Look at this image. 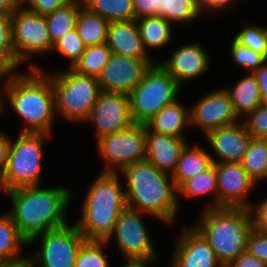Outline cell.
Masks as SVG:
<instances>
[{
  "instance_id": "603a6c76",
  "label": "cell",
  "mask_w": 267,
  "mask_h": 267,
  "mask_svg": "<svg viewBox=\"0 0 267 267\" xmlns=\"http://www.w3.org/2000/svg\"><path fill=\"white\" fill-rule=\"evenodd\" d=\"M198 144L189 146V142L181 151L172 179L178 189L186 180L208 169L212 164L211 154Z\"/></svg>"
},
{
  "instance_id": "e0dca14e",
  "label": "cell",
  "mask_w": 267,
  "mask_h": 267,
  "mask_svg": "<svg viewBox=\"0 0 267 267\" xmlns=\"http://www.w3.org/2000/svg\"><path fill=\"white\" fill-rule=\"evenodd\" d=\"M173 246L169 267H222L214 250L192 226H184Z\"/></svg>"
},
{
  "instance_id": "681fc988",
  "label": "cell",
  "mask_w": 267,
  "mask_h": 267,
  "mask_svg": "<svg viewBox=\"0 0 267 267\" xmlns=\"http://www.w3.org/2000/svg\"><path fill=\"white\" fill-rule=\"evenodd\" d=\"M125 263L120 267H148L152 263L156 262L147 259H125Z\"/></svg>"
},
{
  "instance_id": "f546056e",
  "label": "cell",
  "mask_w": 267,
  "mask_h": 267,
  "mask_svg": "<svg viewBox=\"0 0 267 267\" xmlns=\"http://www.w3.org/2000/svg\"><path fill=\"white\" fill-rule=\"evenodd\" d=\"M82 3L108 22L136 20L132 0H82Z\"/></svg>"
},
{
  "instance_id": "7402d4cb",
  "label": "cell",
  "mask_w": 267,
  "mask_h": 267,
  "mask_svg": "<svg viewBox=\"0 0 267 267\" xmlns=\"http://www.w3.org/2000/svg\"><path fill=\"white\" fill-rule=\"evenodd\" d=\"M189 108L176 100L161 108L145 125L152 132L187 138L184 130L190 126Z\"/></svg>"
},
{
  "instance_id": "836d02e7",
  "label": "cell",
  "mask_w": 267,
  "mask_h": 267,
  "mask_svg": "<svg viewBox=\"0 0 267 267\" xmlns=\"http://www.w3.org/2000/svg\"><path fill=\"white\" fill-rule=\"evenodd\" d=\"M21 65L12 44L11 15L0 14V74L16 73Z\"/></svg>"
},
{
  "instance_id": "44dd1931",
  "label": "cell",
  "mask_w": 267,
  "mask_h": 267,
  "mask_svg": "<svg viewBox=\"0 0 267 267\" xmlns=\"http://www.w3.org/2000/svg\"><path fill=\"white\" fill-rule=\"evenodd\" d=\"M106 44L114 54L153 59L143 47L136 20L109 22Z\"/></svg>"
},
{
  "instance_id": "8d00e7d4",
  "label": "cell",
  "mask_w": 267,
  "mask_h": 267,
  "mask_svg": "<svg viewBox=\"0 0 267 267\" xmlns=\"http://www.w3.org/2000/svg\"><path fill=\"white\" fill-rule=\"evenodd\" d=\"M86 46L76 28L66 33L54 43L52 51H56L69 60L68 68H72L84 53Z\"/></svg>"
},
{
  "instance_id": "52a82bcc",
  "label": "cell",
  "mask_w": 267,
  "mask_h": 267,
  "mask_svg": "<svg viewBox=\"0 0 267 267\" xmlns=\"http://www.w3.org/2000/svg\"><path fill=\"white\" fill-rule=\"evenodd\" d=\"M45 133H19L11 140L5 172L0 179V191L41 185Z\"/></svg>"
},
{
  "instance_id": "b9f144b4",
  "label": "cell",
  "mask_w": 267,
  "mask_h": 267,
  "mask_svg": "<svg viewBox=\"0 0 267 267\" xmlns=\"http://www.w3.org/2000/svg\"><path fill=\"white\" fill-rule=\"evenodd\" d=\"M253 228L267 233V197L249 207Z\"/></svg>"
},
{
  "instance_id": "8992f818",
  "label": "cell",
  "mask_w": 267,
  "mask_h": 267,
  "mask_svg": "<svg viewBox=\"0 0 267 267\" xmlns=\"http://www.w3.org/2000/svg\"><path fill=\"white\" fill-rule=\"evenodd\" d=\"M46 74L54 89L56 115L73 123L86 122L102 92L97 78L71 68Z\"/></svg>"
},
{
  "instance_id": "d590c367",
  "label": "cell",
  "mask_w": 267,
  "mask_h": 267,
  "mask_svg": "<svg viewBox=\"0 0 267 267\" xmlns=\"http://www.w3.org/2000/svg\"><path fill=\"white\" fill-rule=\"evenodd\" d=\"M237 43L246 46L267 59V26L248 24L235 34L233 38Z\"/></svg>"
},
{
  "instance_id": "4dcf8cb0",
  "label": "cell",
  "mask_w": 267,
  "mask_h": 267,
  "mask_svg": "<svg viewBox=\"0 0 267 267\" xmlns=\"http://www.w3.org/2000/svg\"><path fill=\"white\" fill-rule=\"evenodd\" d=\"M240 163L256 183L267 180V144L263 138L250 139Z\"/></svg>"
},
{
  "instance_id": "ba28073f",
  "label": "cell",
  "mask_w": 267,
  "mask_h": 267,
  "mask_svg": "<svg viewBox=\"0 0 267 267\" xmlns=\"http://www.w3.org/2000/svg\"><path fill=\"white\" fill-rule=\"evenodd\" d=\"M181 86L155 62L142 81L129 93L130 113L134 124L145 125L161 108L178 100Z\"/></svg>"
},
{
  "instance_id": "5b68a950",
  "label": "cell",
  "mask_w": 267,
  "mask_h": 267,
  "mask_svg": "<svg viewBox=\"0 0 267 267\" xmlns=\"http://www.w3.org/2000/svg\"><path fill=\"white\" fill-rule=\"evenodd\" d=\"M200 221L192 225L209 243L218 261L228 266L246 251L253 229L249 208L218 207L202 209Z\"/></svg>"
},
{
  "instance_id": "4316f807",
  "label": "cell",
  "mask_w": 267,
  "mask_h": 267,
  "mask_svg": "<svg viewBox=\"0 0 267 267\" xmlns=\"http://www.w3.org/2000/svg\"><path fill=\"white\" fill-rule=\"evenodd\" d=\"M28 241L19 233L8 212L0 215V261L28 260L21 256L22 248Z\"/></svg>"
},
{
  "instance_id": "d6986e66",
  "label": "cell",
  "mask_w": 267,
  "mask_h": 267,
  "mask_svg": "<svg viewBox=\"0 0 267 267\" xmlns=\"http://www.w3.org/2000/svg\"><path fill=\"white\" fill-rule=\"evenodd\" d=\"M170 58L158 62L182 87L183 82L194 80L210 68V56L199 42L176 48Z\"/></svg>"
},
{
  "instance_id": "7a4b0ae2",
  "label": "cell",
  "mask_w": 267,
  "mask_h": 267,
  "mask_svg": "<svg viewBox=\"0 0 267 267\" xmlns=\"http://www.w3.org/2000/svg\"><path fill=\"white\" fill-rule=\"evenodd\" d=\"M68 187H21L6 194L11 200L7 210L19 233L29 242L36 235L66 226L73 192Z\"/></svg>"
},
{
  "instance_id": "816d5d0a",
  "label": "cell",
  "mask_w": 267,
  "mask_h": 267,
  "mask_svg": "<svg viewBox=\"0 0 267 267\" xmlns=\"http://www.w3.org/2000/svg\"><path fill=\"white\" fill-rule=\"evenodd\" d=\"M4 79H5V75L4 74H0V81H3ZM0 87H2V86H0ZM1 95H2V89H0V114L2 115V112H4V110H5L4 108L6 106H5V104H3V103H5V101H3Z\"/></svg>"
},
{
  "instance_id": "3957f363",
  "label": "cell",
  "mask_w": 267,
  "mask_h": 267,
  "mask_svg": "<svg viewBox=\"0 0 267 267\" xmlns=\"http://www.w3.org/2000/svg\"><path fill=\"white\" fill-rule=\"evenodd\" d=\"M120 175L126 181L124 190L128 207L164 224L172 226L175 223L180 204L178 189L170 174L143 160L125 167Z\"/></svg>"
},
{
  "instance_id": "e575fe53",
  "label": "cell",
  "mask_w": 267,
  "mask_h": 267,
  "mask_svg": "<svg viewBox=\"0 0 267 267\" xmlns=\"http://www.w3.org/2000/svg\"><path fill=\"white\" fill-rule=\"evenodd\" d=\"M107 245L106 241L86 240L78 251L74 267H109L103 253Z\"/></svg>"
},
{
  "instance_id": "7bdbcfd3",
  "label": "cell",
  "mask_w": 267,
  "mask_h": 267,
  "mask_svg": "<svg viewBox=\"0 0 267 267\" xmlns=\"http://www.w3.org/2000/svg\"><path fill=\"white\" fill-rule=\"evenodd\" d=\"M159 0H132L136 19L147 16H158Z\"/></svg>"
},
{
  "instance_id": "4fadbf2b",
  "label": "cell",
  "mask_w": 267,
  "mask_h": 267,
  "mask_svg": "<svg viewBox=\"0 0 267 267\" xmlns=\"http://www.w3.org/2000/svg\"><path fill=\"white\" fill-rule=\"evenodd\" d=\"M88 121L93 123L96 139L129 128L134 124L130 113L129 94L102 91L91 109L86 122Z\"/></svg>"
},
{
  "instance_id": "ffe728a7",
  "label": "cell",
  "mask_w": 267,
  "mask_h": 267,
  "mask_svg": "<svg viewBox=\"0 0 267 267\" xmlns=\"http://www.w3.org/2000/svg\"><path fill=\"white\" fill-rule=\"evenodd\" d=\"M187 143V138L152 132L146 127L145 160L172 175Z\"/></svg>"
},
{
  "instance_id": "ab89813d",
  "label": "cell",
  "mask_w": 267,
  "mask_h": 267,
  "mask_svg": "<svg viewBox=\"0 0 267 267\" xmlns=\"http://www.w3.org/2000/svg\"><path fill=\"white\" fill-rule=\"evenodd\" d=\"M246 251L267 264V233L253 228L247 239Z\"/></svg>"
},
{
  "instance_id": "f6af8a7d",
  "label": "cell",
  "mask_w": 267,
  "mask_h": 267,
  "mask_svg": "<svg viewBox=\"0 0 267 267\" xmlns=\"http://www.w3.org/2000/svg\"><path fill=\"white\" fill-rule=\"evenodd\" d=\"M227 267H267V264L247 251H244Z\"/></svg>"
},
{
  "instance_id": "ac0fdd59",
  "label": "cell",
  "mask_w": 267,
  "mask_h": 267,
  "mask_svg": "<svg viewBox=\"0 0 267 267\" xmlns=\"http://www.w3.org/2000/svg\"><path fill=\"white\" fill-rule=\"evenodd\" d=\"M204 136L213 150L210 153L213 163H240L252 138L242 119L234 124L212 129Z\"/></svg>"
},
{
  "instance_id": "f907efd6",
  "label": "cell",
  "mask_w": 267,
  "mask_h": 267,
  "mask_svg": "<svg viewBox=\"0 0 267 267\" xmlns=\"http://www.w3.org/2000/svg\"><path fill=\"white\" fill-rule=\"evenodd\" d=\"M0 267H28V260L0 261Z\"/></svg>"
},
{
  "instance_id": "83f0119b",
  "label": "cell",
  "mask_w": 267,
  "mask_h": 267,
  "mask_svg": "<svg viewBox=\"0 0 267 267\" xmlns=\"http://www.w3.org/2000/svg\"><path fill=\"white\" fill-rule=\"evenodd\" d=\"M109 22L85 6L79 8L76 19V30L84 45L93 46L106 43Z\"/></svg>"
},
{
  "instance_id": "60d3db41",
  "label": "cell",
  "mask_w": 267,
  "mask_h": 267,
  "mask_svg": "<svg viewBox=\"0 0 267 267\" xmlns=\"http://www.w3.org/2000/svg\"><path fill=\"white\" fill-rule=\"evenodd\" d=\"M68 1L69 0H21V6L30 12L46 16L54 12L57 8L62 7Z\"/></svg>"
},
{
  "instance_id": "6da1fadb",
  "label": "cell",
  "mask_w": 267,
  "mask_h": 267,
  "mask_svg": "<svg viewBox=\"0 0 267 267\" xmlns=\"http://www.w3.org/2000/svg\"><path fill=\"white\" fill-rule=\"evenodd\" d=\"M27 66L29 72L5 75L2 93L22 119L24 127L20 133L52 135L57 116L51 80L40 65L29 63Z\"/></svg>"
},
{
  "instance_id": "c3c4849f",
  "label": "cell",
  "mask_w": 267,
  "mask_h": 267,
  "mask_svg": "<svg viewBox=\"0 0 267 267\" xmlns=\"http://www.w3.org/2000/svg\"><path fill=\"white\" fill-rule=\"evenodd\" d=\"M21 6V0H0V14L11 15Z\"/></svg>"
},
{
  "instance_id": "8fae6325",
  "label": "cell",
  "mask_w": 267,
  "mask_h": 267,
  "mask_svg": "<svg viewBox=\"0 0 267 267\" xmlns=\"http://www.w3.org/2000/svg\"><path fill=\"white\" fill-rule=\"evenodd\" d=\"M12 44L17 60L22 64L51 51V41L46 17L20 6L11 14Z\"/></svg>"
},
{
  "instance_id": "f5cc1de1",
  "label": "cell",
  "mask_w": 267,
  "mask_h": 267,
  "mask_svg": "<svg viewBox=\"0 0 267 267\" xmlns=\"http://www.w3.org/2000/svg\"><path fill=\"white\" fill-rule=\"evenodd\" d=\"M263 139H264V141H265L266 144H267V136H265Z\"/></svg>"
},
{
  "instance_id": "bcb514c9",
  "label": "cell",
  "mask_w": 267,
  "mask_h": 267,
  "mask_svg": "<svg viewBox=\"0 0 267 267\" xmlns=\"http://www.w3.org/2000/svg\"><path fill=\"white\" fill-rule=\"evenodd\" d=\"M9 147L10 137L4 131L0 130V179L6 169Z\"/></svg>"
},
{
  "instance_id": "30bf717a",
  "label": "cell",
  "mask_w": 267,
  "mask_h": 267,
  "mask_svg": "<svg viewBox=\"0 0 267 267\" xmlns=\"http://www.w3.org/2000/svg\"><path fill=\"white\" fill-rule=\"evenodd\" d=\"M98 155L105 163L102 173H120L125 167L145 160L146 125L129 128L97 139Z\"/></svg>"
},
{
  "instance_id": "74e56055",
  "label": "cell",
  "mask_w": 267,
  "mask_h": 267,
  "mask_svg": "<svg viewBox=\"0 0 267 267\" xmlns=\"http://www.w3.org/2000/svg\"><path fill=\"white\" fill-rule=\"evenodd\" d=\"M230 48L233 61L242 69L249 70L250 73H254L267 61L263 55L240 45L234 39L231 42Z\"/></svg>"
},
{
  "instance_id": "484cf974",
  "label": "cell",
  "mask_w": 267,
  "mask_h": 267,
  "mask_svg": "<svg viewBox=\"0 0 267 267\" xmlns=\"http://www.w3.org/2000/svg\"><path fill=\"white\" fill-rule=\"evenodd\" d=\"M178 202L181 195L187 198H195L200 196L211 195L210 203L206 204L203 209L217 208V173L215 165L212 164L205 171L198 173L193 178L186 180L178 188Z\"/></svg>"
},
{
  "instance_id": "277c9868",
  "label": "cell",
  "mask_w": 267,
  "mask_h": 267,
  "mask_svg": "<svg viewBox=\"0 0 267 267\" xmlns=\"http://www.w3.org/2000/svg\"><path fill=\"white\" fill-rule=\"evenodd\" d=\"M119 173H100L88 188L83 200L82 217L75 225L86 240L106 241L115 222L127 206Z\"/></svg>"
},
{
  "instance_id": "cb8c5ba5",
  "label": "cell",
  "mask_w": 267,
  "mask_h": 267,
  "mask_svg": "<svg viewBox=\"0 0 267 267\" xmlns=\"http://www.w3.org/2000/svg\"><path fill=\"white\" fill-rule=\"evenodd\" d=\"M225 89L240 120L262 104L259 84L253 73L245 75L233 87Z\"/></svg>"
},
{
  "instance_id": "7c38bea8",
  "label": "cell",
  "mask_w": 267,
  "mask_h": 267,
  "mask_svg": "<svg viewBox=\"0 0 267 267\" xmlns=\"http://www.w3.org/2000/svg\"><path fill=\"white\" fill-rule=\"evenodd\" d=\"M143 212L126 206L118 216L113 233L106 242L114 238L123 259H147L157 261L153 240L142 219Z\"/></svg>"
},
{
  "instance_id": "7dc6e473",
  "label": "cell",
  "mask_w": 267,
  "mask_h": 267,
  "mask_svg": "<svg viewBox=\"0 0 267 267\" xmlns=\"http://www.w3.org/2000/svg\"><path fill=\"white\" fill-rule=\"evenodd\" d=\"M253 74L259 84L262 104L267 105V61Z\"/></svg>"
},
{
  "instance_id": "9c48e42d",
  "label": "cell",
  "mask_w": 267,
  "mask_h": 267,
  "mask_svg": "<svg viewBox=\"0 0 267 267\" xmlns=\"http://www.w3.org/2000/svg\"><path fill=\"white\" fill-rule=\"evenodd\" d=\"M39 239L41 247L28 256V267H74L78 251L86 241L75 224H67L38 234L28 245L36 243Z\"/></svg>"
},
{
  "instance_id": "1f68e13d",
  "label": "cell",
  "mask_w": 267,
  "mask_h": 267,
  "mask_svg": "<svg viewBox=\"0 0 267 267\" xmlns=\"http://www.w3.org/2000/svg\"><path fill=\"white\" fill-rule=\"evenodd\" d=\"M198 0H159L158 16L174 24H186L197 20L201 15Z\"/></svg>"
},
{
  "instance_id": "2e32d148",
  "label": "cell",
  "mask_w": 267,
  "mask_h": 267,
  "mask_svg": "<svg viewBox=\"0 0 267 267\" xmlns=\"http://www.w3.org/2000/svg\"><path fill=\"white\" fill-rule=\"evenodd\" d=\"M217 173V208L245 207L252 203L248 201L250 192L258 185L243 169L241 163H213Z\"/></svg>"
},
{
  "instance_id": "d6a6232c",
  "label": "cell",
  "mask_w": 267,
  "mask_h": 267,
  "mask_svg": "<svg viewBox=\"0 0 267 267\" xmlns=\"http://www.w3.org/2000/svg\"><path fill=\"white\" fill-rule=\"evenodd\" d=\"M111 55L112 51L106 43L87 46L71 69L79 74L98 78Z\"/></svg>"
},
{
  "instance_id": "d4e9b609",
  "label": "cell",
  "mask_w": 267,
  "mask_h": 267,
  "mask_svg": "<svg viewBox=\"0 0 267 267\" xmlns=\"http://www.w3.org/2000/svg\"><path fill=\"white\" fill-rule=\"evenodd\" d=\"M142 44L148 55L149 50L166 47L172 39L171 22L161 16H147L136 19Z\"/></svg>"
},
{
  "instance_id": "ee69618b",
  "label": "cell",
  "mask_w": 267,
  "mask_h": 267,
  "mask_svg": "<svg viewBox=\"0 0 267 267\" xmlns=\"http://www.w3.org/2000/svg\"><path fill=\"white\" fill-rule=\"evenodd\" d=\"M238 0H198V8L200 13L210 11H218V10H228L234 2ZM227 8V9H226Z\"/></svg>"
},
{
  "instance_id": "9a60e30c",
  "label": "cell",
  "mask_w": 267,
  "mask_h": 267,
  "mask_svg": "<svg viewBox=\"0 0 267 267\" xmlns=\"http://www.w3.org/2000/svg\"><path fill=\"white\" fill-rule=\"evenodd\" d=\"M190 126L198 127L204 135L212 129L234 124L236 115L229 93L218 88L204 94L189 108Z\"/></svg>"
},
{
  "instance_id": "f35d334b",
  "label": "cell",
  "mask_w": 267,
  "mask_h": 267,
  "mask_svg": "<svg viewBox=\"0 0 267 267\" xmlns=\"http://www.w3.org/2000/svg\"><path fill=\"white\" fill-rule=\"evenodd\" d=\"M242 120L253 138L267 136V105L260 104Z\"/></svg>"
},
{
  "instance_id": "5bb4252c",
  "label": "cell",
  "mask_w": 267,
  "mask_h": 267,
  "mask_svg": "<svg viewBox=\"0 0 267 267\" xmlns=\"http://www.w3.org/2000/svg\"><path fill=\"white\" fill-rule=\"evenodd\" d=\"M154 63L153 59H136L112 53L97 78L101 91L129 94Z\"/></svg>"
},
{
  "instance_id": "f1b7e54d",
  "label": "cell",
  "mask_w": 267,
  "mask_h": 267,
  "mask_svg": "<svg viewBox=\"0 0 267 267\" xmlns=\"http://www.w3.org/2000/svg\"><path fill=\"white\" fill-rule=\"evenodd\" d=\"M82 5V0H69L62 7L45 16L53 44L76 28L77 15Z\"/></svg>"
}]
</instances>
